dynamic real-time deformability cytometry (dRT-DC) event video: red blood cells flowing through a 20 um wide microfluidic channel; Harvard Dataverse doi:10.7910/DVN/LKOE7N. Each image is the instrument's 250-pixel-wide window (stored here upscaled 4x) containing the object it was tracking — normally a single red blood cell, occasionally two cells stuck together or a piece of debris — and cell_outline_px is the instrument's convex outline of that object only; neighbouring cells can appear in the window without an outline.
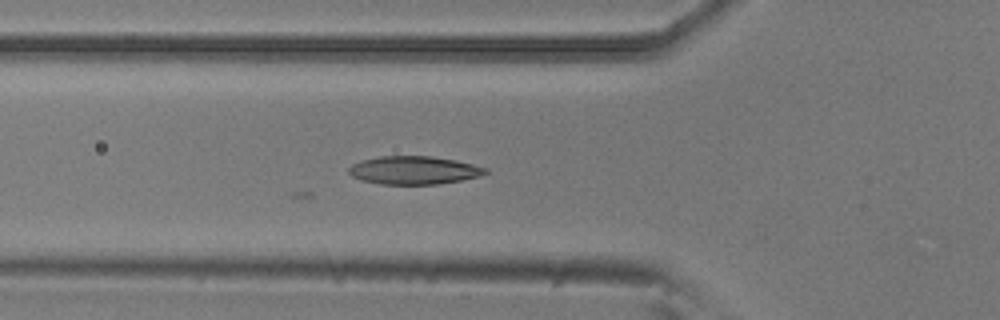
{"species": "common noctule bat (a hibernating species)", "species_latin": "Nyctalus noctula", "temperature_condition": "room temperature", "stored_images_in_passage": 24, "camera_frame_rate_fps": 3000, "um_per_image_px": 0.085, "animal": {"sex": "male", "body_mass_g": 20.5, "forearm_length_mm": 52.5}, "frame": {"image": 1, "passage_image": 3, "time_ms": 0.667, "image_size_px": [1000, 320], "cell_outline_px": [[488, 172], [480, 176], [460, 180], [436, 184], [380, 184], [360, 180], [352, 176], [348, 172], [348, 168], [352, 164], [364, 160], [380, 156], [432, 156], [472, 164], [488, 168]], "centroid_in_image_um": [35.16, 14.47], "position_along_channel_um": 90.6, "area_um2": 22.25}}
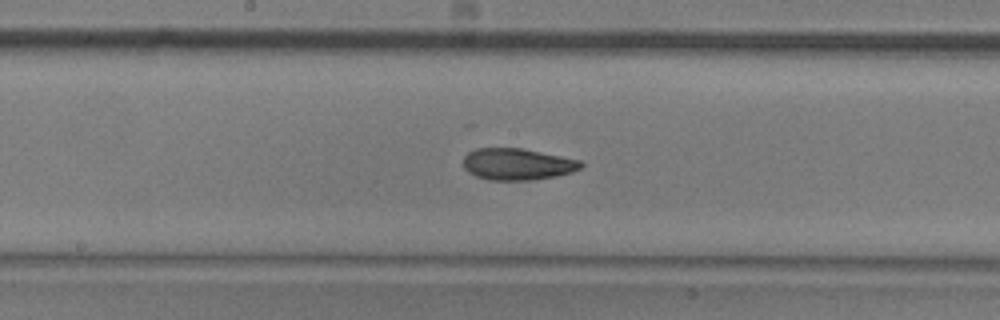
{"frame": {"image": 2, "passage_image": 12, "time_ms": 3.667, "image_size_px": [1000, 320], "cell_outline_px": [[584, 164], [580, 168], [572, 172], [556, 176], [532, 180], [488, 180], [476, 176], [468, 172], [464, 168], [464, 156], [468, 152], [476, 148], [524, 148], [580, 160]], "centroid_in_image_um": [43.97, 13.95], "position_along_channel_um": 204.2, "area_um2": 21.79}}
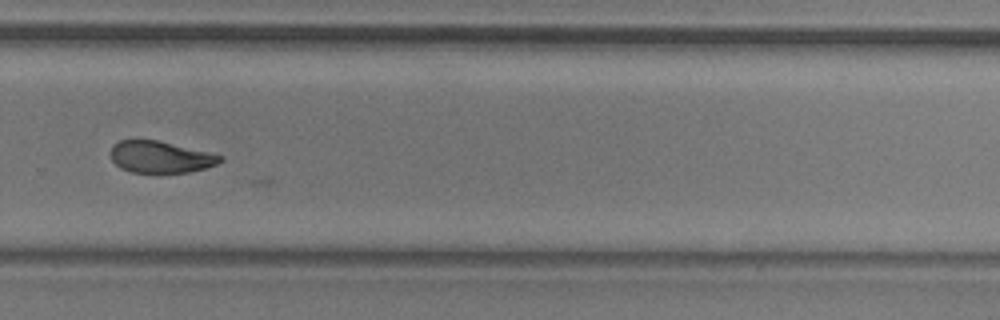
{"frame": {"image": 3, "passage_image": 21, "time_ms": 6.667, "image_size_px": [1000, 320], "cell_outline_px": [[224, 160], [216, 164], [204, 168], [188, 172], [132, 172], [120, 168], [112, 160], [108, 152], [112, 144], [120, 140], [156, 140], [208, 152], [224, 156]], "centroid_in_image_um": [13.59, 13.34], "position_along_channel_um": 316.2, "area_um2": 20.17}}